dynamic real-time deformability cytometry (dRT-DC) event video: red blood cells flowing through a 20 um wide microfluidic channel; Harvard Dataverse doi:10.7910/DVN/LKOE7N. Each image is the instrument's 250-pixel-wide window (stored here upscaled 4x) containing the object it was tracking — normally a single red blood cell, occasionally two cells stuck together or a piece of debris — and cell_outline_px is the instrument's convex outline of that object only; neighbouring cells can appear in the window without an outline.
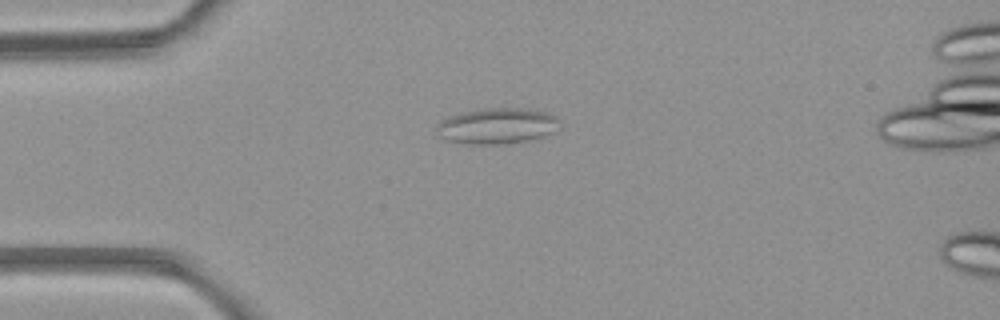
{"species": "common noctule bat (a hibernating species)", "species_latin": "Nyctalus noctula", "temperature_condition": "room temperature", "stored_images_in_passage": 3, "camera_frame_rate_fps": 3000, "um_per_image_px": 0.085, "animal": {"sex": "female", "body_mass_g": 21.9}, "frame": {"image": 1, "passage_image": 3, "time_ms": 2.333, "image_size_px": [1000, 320], "cell_outline_px": [[564, 128], [544, 136], [528, 140], [504, 144], [468, 144], [444, 140], [436, 132], [436, 128], [440, 120], [448, 116], [460, 112], [488, 108], [524, 108], [544, 112], [556, 116], [560, 120]], "centroid_in_image_um": [42.28, 10.71], "position_along_channel_um": 42.7, "area_um2": 26.18}}